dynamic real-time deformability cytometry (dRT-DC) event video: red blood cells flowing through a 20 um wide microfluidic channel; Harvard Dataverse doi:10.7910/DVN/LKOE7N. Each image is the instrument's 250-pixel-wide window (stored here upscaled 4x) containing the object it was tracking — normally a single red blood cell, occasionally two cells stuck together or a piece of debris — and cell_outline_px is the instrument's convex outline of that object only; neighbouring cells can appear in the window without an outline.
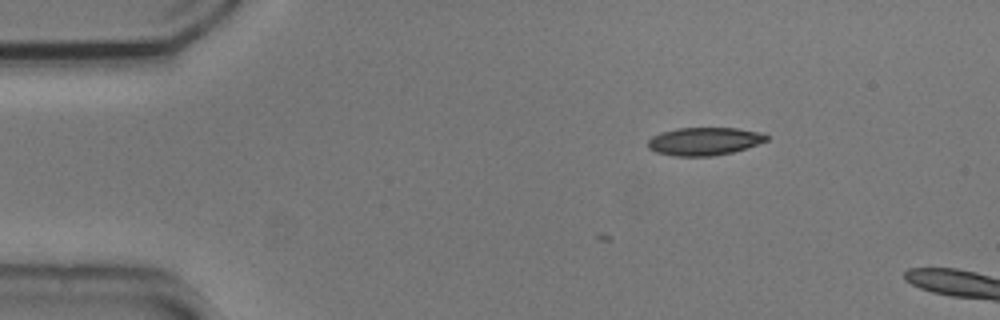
{"species": "common noctule bat (a hibernating species)", "species_latin": "Nyctalus noctula", "temperature_condition": "cold", "stored_images_in_passage": 6, "camera_frame_rate_fps": 3000, "um_per_image_px": 0.085, "animal": {"sex": "male", "body_mass_g": 20.5, "forearm_length_mm": 52.5}, "frame": {"image": 1, "passage_image": 1, "time_ms": 0.0, "image_size_px": [1000, 320], "cell_outline_px": [[768, 140], [732, 152], [712, 156], [672, 156], [656, 152], [648, 148], [648, 140], [652, 136], [676, 128], [736, 128], [764, 132], [768, 136]], "centroid_in_image_um": [59.86, 12.0], "position_along_channel_um": 25.1, "area_um2": 19.25}}